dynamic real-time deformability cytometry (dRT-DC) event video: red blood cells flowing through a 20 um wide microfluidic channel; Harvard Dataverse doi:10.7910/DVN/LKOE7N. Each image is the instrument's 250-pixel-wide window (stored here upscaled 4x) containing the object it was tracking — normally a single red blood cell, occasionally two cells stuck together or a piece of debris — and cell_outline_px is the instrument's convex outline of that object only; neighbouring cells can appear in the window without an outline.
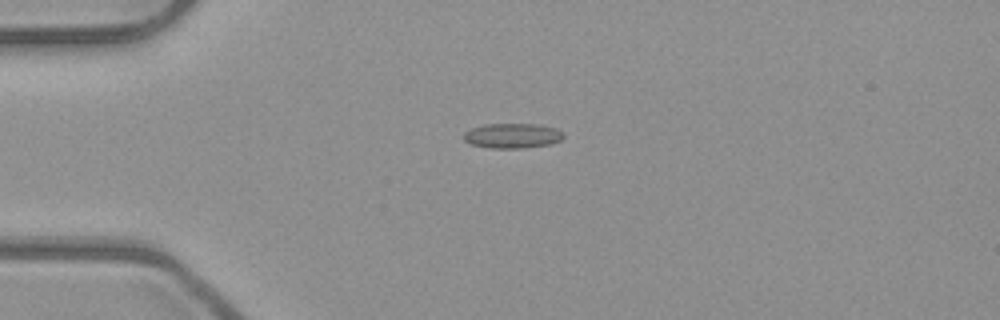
{"species": "common noctule bat (a hibernating species)", "species_latin": "Nyctalus noctula", "temperature_condition": "room temperature", "stored_images_in_passage": 3, "camera_frame_rate_fps": 3000, "um_per_image_px": 0.085, "animal": {"sex": "male", "body_mass_g": 23.1, "forearm_length_mm": 52.7}, "frame": {"image": 1, "passage_image": 2, "time_ms": 0.333, "image_size_px": [1000, 320], "cell_outline_px": [[564, 136], [560, 140], [548, 144], [524, 148], [488, 148], [472, 144], [464, 140], [464, 132], [472, 128], [488, 124], [540, 124], [556, 128], [564, 132]], "centroid_in_image_um": [43.58, 11.53], "position_along_channel_um": 41.4, "area_um2": 14.45}}